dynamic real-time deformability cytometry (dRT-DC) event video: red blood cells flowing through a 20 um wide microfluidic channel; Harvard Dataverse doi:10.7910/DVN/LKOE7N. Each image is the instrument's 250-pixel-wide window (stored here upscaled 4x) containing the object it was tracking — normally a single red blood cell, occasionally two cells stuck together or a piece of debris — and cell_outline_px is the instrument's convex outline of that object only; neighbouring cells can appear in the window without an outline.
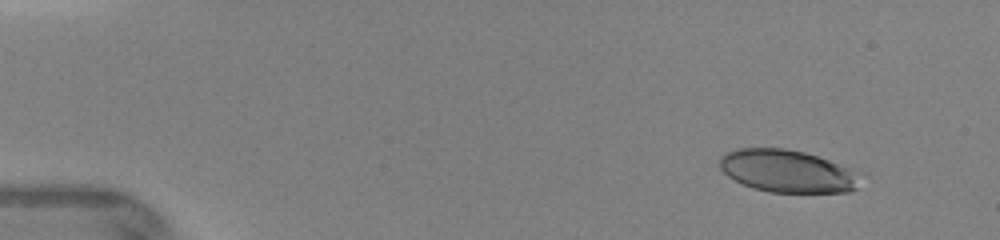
{"species": "human", "species_latin": "Homo sapiens", "temperature_condition": "warm", "stored_images_in_passage": 9, "camera_frame_rate_fps": 3000, "um_per_image_px": 0.085, "donor": {"sex": "female"}, "frame": {"image": 1, "passage_image": 2, "time_ms": 1.0, "image_size_px": [1000, 240], "cell_outline_px": [[856, 188], [848, 192], [768, 192], [752, 188], [728, 176], [720, 168], [720, 156], [724, 152], [736, 148], [784, 148], [804, 152], [828, 160], [848, 168], [852, 172]], "centroid_in_image_um": [66.78, 14.53], "position_along_channel_um": 18.2, "area_um2": 34.1}}
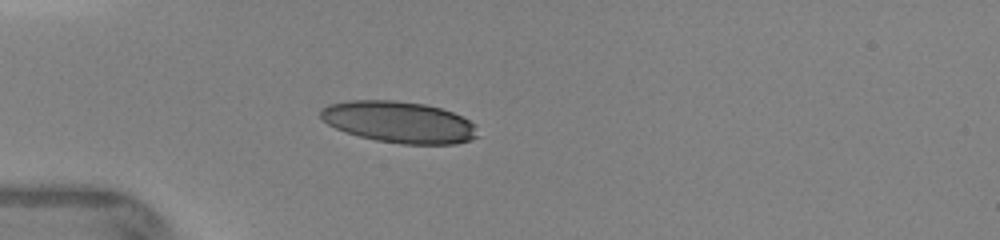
{"frame": {"image": 2, "passage_image": 6, "time_ms": 4.0, "image_size_px": [1000, 240], "cell_outline_px": [[480, 136], [456, 144], [400, 144], [376, 140], [344, 132], [328, 124], [320, 116], [320, 108], [328, 104], [348, 100], [392, 100], [424, 104], [440, 108], [452, 112], [468, 120], [472, 124]], "centroid_in_image_um": [33.88, 10.37], "position_along_channel_um": 51.1, "area_um2": 37.86}}